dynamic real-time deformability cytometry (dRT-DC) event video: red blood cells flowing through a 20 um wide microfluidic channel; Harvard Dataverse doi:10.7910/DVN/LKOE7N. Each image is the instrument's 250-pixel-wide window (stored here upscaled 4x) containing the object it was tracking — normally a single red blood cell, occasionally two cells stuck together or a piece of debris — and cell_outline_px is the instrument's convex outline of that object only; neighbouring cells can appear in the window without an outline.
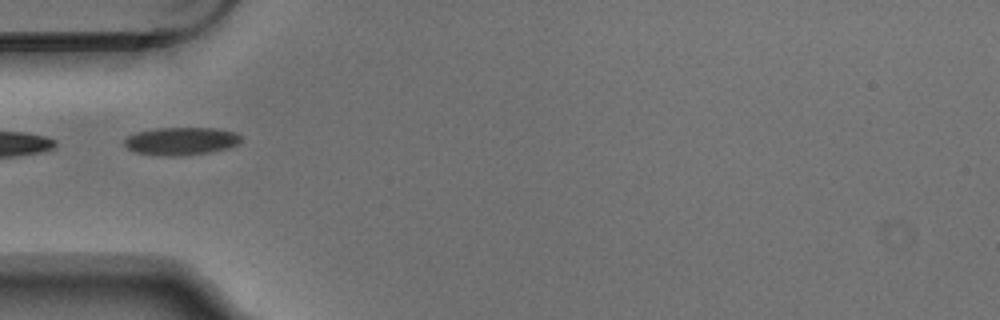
{"species": "Egyptian fruit bat (a non-hibernating species)", "species_latin": "Rousettus aegyptiacus", "temperature_condition": "warm", "stored_images_in_passage": 7, "camera_frame_rate_fps": 3000, "um_per_image_px": 0.085, "animal": {"sex": "male"}, "frame": {"image": 1, "passage_image": 5, "time_ms": 1.333, "image_size_px": [1000, 320], "cell_outline_px": [[240, 140], [236, 144], [228, 148], [208, 152], [180, 156], [160, 156], [132, 152], [124, 144], [124, 140], [128, 136], [136, 132], [156, 128], [212, 128], [236, 132], [240, 136]], "centroid_in_image_um": [15.34, 12.0], "position_along_channel_um": 69.7, "area_um2": 18.9}}
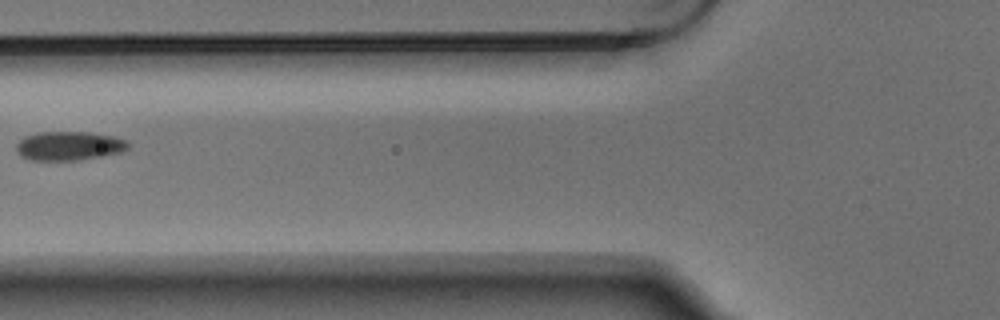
{"frame": {"image": 2, "passage_image": 6, "time_ms": 1.667, "image_size_px": [1000, 320], "cell_outline_px": [[132, 144], [124, 152], [80, 160], [32, 160], [20, 156], [16, 148], [16, 144], [20, 140], [28, 136], [40, 132], [88, 132], [112, 136], [128, 140]], "centroid_in_image_um": [5.94, 12.4], "position_along_channel_um": 119.9, "area_um2": 18.96}}
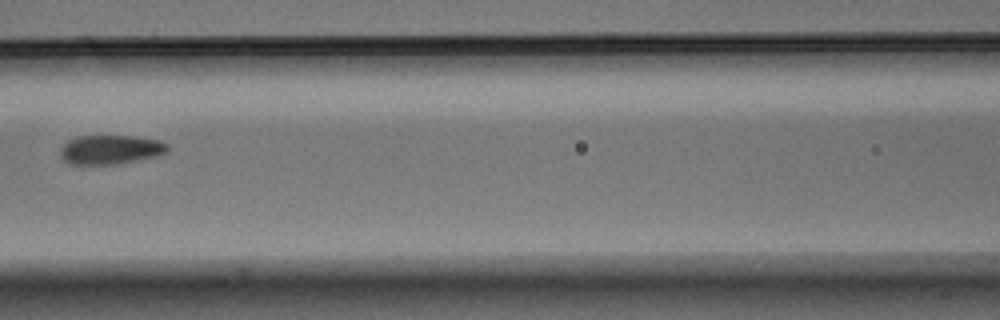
{"frame": {"image": 3, "passage_image": 7, "time_ms": 2.0, "image_size_px": [1000, 320], "cell_outline_px": [[168, 152], [156, 156], [116, 164], [72, 164], [64, 160], [60, 156], [60, 148], [68, 140], [76, 136], [132, 136], [160, 140], [168, 144]], "centroid_in_image_um": [9.39, 12.71], "position_along_channel_um": 157.2, "area_um2": 18.21}}